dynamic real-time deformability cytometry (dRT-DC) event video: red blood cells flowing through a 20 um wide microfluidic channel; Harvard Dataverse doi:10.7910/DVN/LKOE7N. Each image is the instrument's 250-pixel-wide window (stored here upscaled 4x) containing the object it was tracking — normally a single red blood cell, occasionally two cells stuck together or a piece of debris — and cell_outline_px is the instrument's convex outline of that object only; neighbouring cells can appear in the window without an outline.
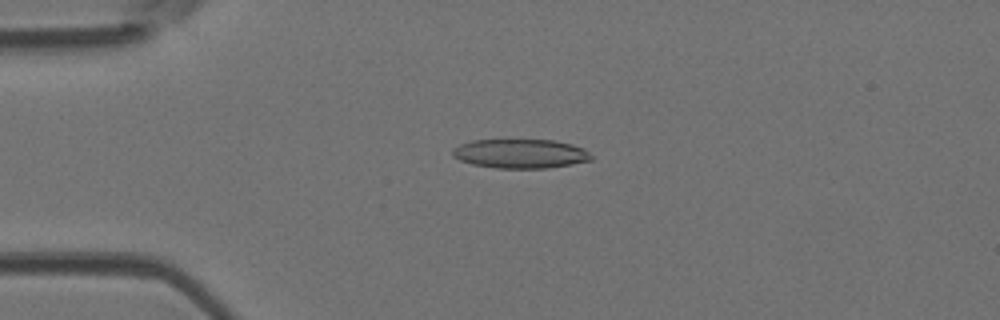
{"species": "Egyptian fruit bat (a non-hibernating species)", "species_latin": "Rousettus aegyptiacus", "temperature_condition": "room temperature", "stored_images_in_passage": 49, "camera_frame_rate_fps": 3000, "um_per_image_px": 0.085, "animal": {"sex": "female"}, "frame": {"image": 1, "passage_image": 11, "time_ms": 3.333, "image_size_px": [1000, 320], "cell_outline_px": [[592, 160], [572, 164], [548, 168], [496, 168], [472, 164], [460, 160], [452, 156], [452, 148], [460, 144], [472, 140], [556, 140], [572, 144], [584, 148], [592, 156]], "centroid_in_image_um": [44.23, 13.06], "position_along_channel_um": 40.8, "area_um2": 23.7}}
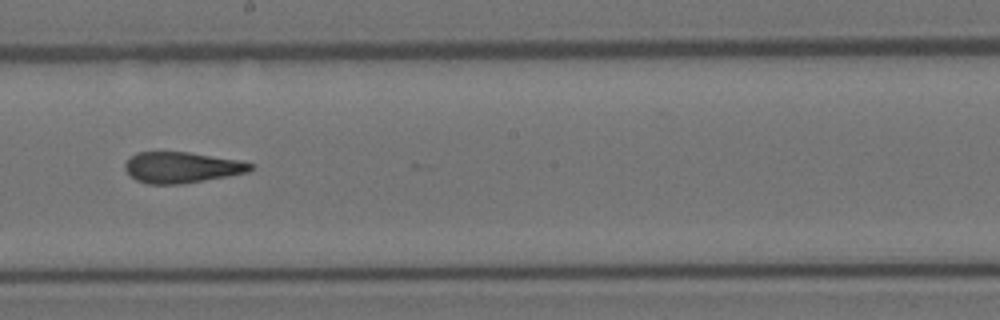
{"frame": {"image": 2, "passage_image": 27, "time_ms": 8.667, "image_size_px": [1000, 320], "cell_outline_px": [[256, 164], [248, 172], [228, 176], [180, 184], [148, 184], [136, 180], [124, 168], [124, 164], [136, 152], [188, 152], [240, 160]], "centroid_in_image_um": [15.47, 14.23], "position_along_channel_um": 232.7, "area_um2": 22.54}}
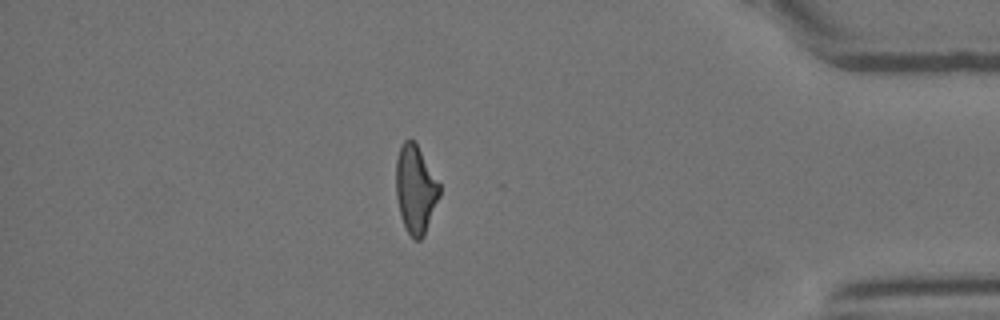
{"frame": {"image": 3, "passage_image": 42, "time_ms": 13.667, "image_size_px": [1000, 320], "cell_outline_px": [[440, 196], [424, 236], [420, 240], [416, 240], [408, 232], [400, 216], [396, 196], [396, 160], [400, 144], [404, 140], [416, 140], [440, 184]], "centroid_in_image_um": [35.32, 16.04], "position_along_channel_um": 399.9, "area_um2": 22.6}, "authors_computed_cell_mechanics": {"area_um2": 23.1778, "velocity_mm_per_s": 4.0911, "shape_relaxation_time_tau1_ms": 7.3349, "shape_relaxation_time_tau2_ms": 1.6871, "deformation_change_tau1": 0.2392, "deformation_change_tau2": 0.1163}}